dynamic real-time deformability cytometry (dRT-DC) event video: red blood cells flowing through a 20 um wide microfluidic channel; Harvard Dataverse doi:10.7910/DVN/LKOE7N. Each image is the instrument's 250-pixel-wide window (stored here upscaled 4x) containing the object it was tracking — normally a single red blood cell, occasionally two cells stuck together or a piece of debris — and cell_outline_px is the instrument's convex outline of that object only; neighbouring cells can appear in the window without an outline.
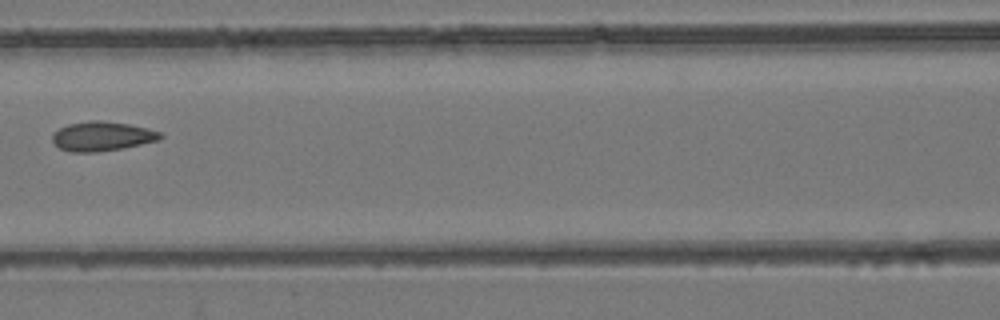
{"species": "common noctule bat (a hibernating species)", "species_latin": "Nyctalus noctula", "temperature_condition": "room temperature", "stored_images_in_passage": 8, "camera_frame_rate_fps": 3000, "um_per_image_px": 0.085, "animal": {"sex": "female", "body_mass_g": 24.6, "forearm_length_mm": 56.2}, "frame": {"image": 1, "passage_image": 7, "time_ms": 8.0, "image_size_px": [1000, 320], "cell_outline_px": [[164, 136], [160, 140], [124, 148], [96, 152], [72, 152], [60, 148], [52, 140], [52, 136], [60, 128], [68, 124], [92, 120], [100, 120], [128, 124], [148, 128], [160, 132]], "centroid_in_image_um": [8.72, 11.58], "position_along_channel_um": 157.9, "area_um2": 18.44}}
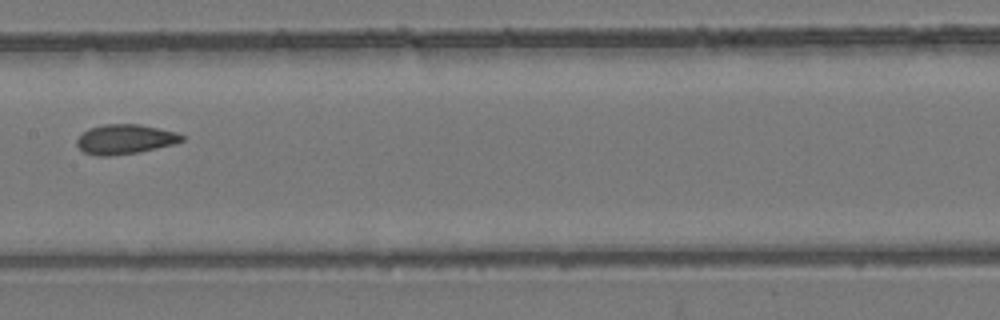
{"frame": {"image": 2, "passage_image": 8, "time_ms": 9.0, "image_size_px": [1000, 320], "cell_outline_px": [[184, 140], [172, 144], [140, 152], [112, 156], [96, 156], [84, 152], [76, 144], [76, 140], [88, 128], [104, 124], [140, 124], [176, 132], [184, 136]], "centroid_in_image_um": [10.61, 11.84], "position_along_channel_um": 196.8, "area_um2": 18.15}}